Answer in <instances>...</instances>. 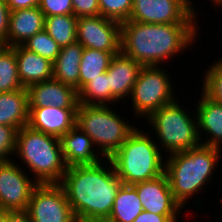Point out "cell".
Instances as JSON below:
<instances>
[{
    "instance_id": "obj_41",
    "label": "cell",
    "mask_w": 222,
    "mask_h": 222,
    "mask_svg": "<svg viewBox=\"0 0 222 222\" xmlns=\"http://www.w3.org/2000/svg\"><path fill=\"white\" fill-rule=\"evenodd\" d=\"M4 213V210L0 207V216Z\"/></svg>"
},
{
    "instance_id": "obj_24",
    "label": "cell",
    "mask_w": 222,
    "mask_h": 222,
    "mask_svg": "<svg viewBox=\"0 0 222 222\" xmlns=\"http://www.w3.org/2000/svg\"><path fill=\"white\" fill-rule=\"evenodd\" d=\"M116 52L84 48L80 62L79 90L90 80L107 71Z\"/></svg>"
},
{
    "instance_id": "obj_30",
    "label": "cell",
    "mask_w": 222,
    "mask_h": 222,
    "mask_svg": "<svg viewBox=\"0 0 222 222\" xmlns=\"http://www.w3.org/2000/svg\"><path fill=\"white\" fill-rule=\"evenodd\" d=\"M100 15L105 18L123 23L129 20L133 0H98Z\"/></svg>"
},
{
    "instance_id": "obj_4",
    "label": "cell",
    "mask_w": 222,
    "mask_h": 222,
    "mask_svg": "<svg viewBox=\"0 0 222 222\" xmlns=\"http://www.w3.org/2000/svg\"><path fill=\"white\" fill-rule=\"evenodd\" d=\"M14 155L30 170L28 174L33 173L31 176L38 184L60 183L67 171L60 138L33 130L29 126L17 131Z\"/></svg>"
},
{
    "instance_id": "obj_23",
    "label": "cell",
    "mask_w": 222,
    "mask_h": 222,
    "mask_svg": "<svg viewBox=\"0 0 222 222\" xmlns=\"http://www.w3.org/2000/svg\"><path fill=\"white\" fill-rule=\"evenodd\" d=\"M143 211L136 188L122 184L114 199V205L105 222H133Z\"/></svg>"
},
{
    "instance_id": "obj_3",
    "label": "cell",
    "mask_w": 222,
    "mask_h": 222,
    "mask_svg": "<svg viewBox=\"0 0 222 222\" xmlns=\"http://www.w3.org/2000/svg\"><path fill=\"white\" fill-rule=\"evenodd\" d=\"M221 152L220 148L200 145L170 154L165 159L164 173L174 198L183 208L189 199H194L202 190H206L205 186L212 183Z\"/></svg>"
},
{
    "instance_id": "obj_29",
    "label": "cell",
    "mask_w": 222,
    "mask_h": 222,
    "mask_svg": "<svg viewBox=\"0 0 222 222\" xmlns=\"http://www.w3.org/2000/svg\"><path fill=\"white\" fill-rule=\"evenodd\" d=\"M217 60L212 61V65L204 71L201 91L210 99L222 103V58Z\"/></svg>"
},
{
    "instance_id": "obj_20",
    "label": "cell",
    "mask_w": 222,
    "mask_h": 222,
    "mask_svg": "<svg viewBox=\"0 0 222 222\" xmlns=\"http://www.w3.org/2000/svg\"><path fill=\"white\" fill-rule=\"evenodd\" d=\"M18 76L23 87L52 78L53 63L42 56L28 51L22 45L14 46Z\"/></svg>"
},
{
    "instance_id": "obj_14",
    "label": "cell",
    "mask_w": 222,
    "mask_h": 222,
    "mask_svg": "<svg viewBox=\"0 0 222 222\" xmlns=\"http://www.w3.org/2000/svg\"><path fill=\"white\" fill-rule=\"evenodd\" d=\"M27 91L29 107L77 108L79 105L78 92L54 78L32 84Z\"/></svg>"
},
{
    "instance_id": "obj_7",
    "label": "cell",
    "mask_w": 222,
    "mask_h": 222,
    "mask_svg": "<svg viewBox=\"0 0 222 222\" xmlns=\"http://www.w3.org/2000/svg\"><path fill=\"white\" fill-rule=\"evenodd\" d=\"M114 110L111 105L86 104H79L76 110L75 125L94 141L106 158H110L137 127Z\"/></svg>"
},
{
    "instance_id": "obj_36",
    "label": "cell",
    "mask_w": 222,
    "mask_h": 222,
    "mask_svg": "<svg viewBox=\"0 0 222 222\" xmlns=\"http://www.w3.org/2000/svg\"><path fill=\"white\" fill-rule=\"evenodd\" d=\"M10 11L39 6L40 0H5Z\"/></svg>"
},
{
    "instance_id": "obj_12",
    "label": "cell",
    "mask_w": 222,
    "mask_h": 222,
    "mask_svg": "<svg viewBox=\"0 0 222 222\" xmlns=\"http://www.w3.org/2000/svg\"><path fill=\"white\" fill-rule=\"evenodd\" d=\"M77 42L84 48L121 53V23L102 15L77 20Z\"/></svg>"
},
{
    "instance_id": "obj_18",
    "label": "cell",
    "mask_w": 222,
    "mask_h": 222,
    "mask_svg": "<svg viewBox=\"0 0 222 222\" xmlns=\"http://www.w3.org/2000/svg\"><path fill=\"white\" fill-rule=\"evenodd\" d=\"M200 93L194 111L201 145L222 149V103L210 99L202 91Z\"/></svg>"
},
{
    "instance_id": "obj_38",
    "label": "cell",
    "mask_w": 222,
    "mask_h": 222,
    "mask_svg": "<svg viewBox=\"0 0 222 222\" xmlns=\"http://www.w3.org/2000/svg\"><path fill=\"white\" fill-rule=\"evenodd\" d=\"M214 6L216 8V6L219 8H222V0H217L215 3H214ZM221 6V7H220Z\"/></svg>"
},
{
    "instance_id": "obj_21",
    "label": "cell",
    "mask_w": 222,
    "mask_h": 222,
    "mask_svg": "<svg viewBox=\"0 0 222 222\" xmlns=\"http://www.w3.org/2000/svg\"><path fill=\"white\" fill-rule=\"evenodd\" d=\"M28 120L27 88L0 93V125L12 126L18 131L28 125Z\"/></svg>"
},
{
    "instance_id": "obj_35",
    "label": "cell",
    "mask_w": 222,
    "mask_h": 222,
    "mask_svg": "<svg viewBox=\"0 0 222 222\" xmlns=\"http://www.w3.org/2000/svg\"><path fill=\"white\" fill-rule=\"evenodd\" d=\"M10 10L5 0H0V39L5 42L8 32Z\"/></svg>"
},
{
    "instance_id": "obj_19",
    "label": "cell",
    "mask_w": 222,
    "mask_h": 222,
    "mask_svg": "<svg viewBox=\"0 0 222 222\" xmlns=\"http://www.w3.org/2000/svg\"><path fill=\"white\" fill-rule=\"evenodd\" d=\"M45 15L38 6L10 11L4 46L23 45L31 36L44 30Z\"/></svg>"
},
{
    "instance_id": "obj_27",
    "label": "cell",
    "mask_w": 222,
    "mask_h": 222,
    "mask_svg": "<svg viewBox=\"0 0 222 222\" xmlns=\"http://www.w3.org/2000/svg\"><path fill=\"white\" fill-rule=\"evenodd\" d=\"M78 104L110 105V87L107 72L87 82L78 91Z\"/></svg>"
},
{
    "instance_id": "obj_15",
    "label": "cell",
    "mask_w": 222,
    "mask_h": 222,
    "mask_svg": "<svg viewBox=\"0 0 222 222\" xmlns=\"http://www.w3.org/2000/svg\"><path fill=\"white\" fill-rule=\"evenodd\" d=\"M62 154L67 167L95 165L106 157L96 148L94 141L74 125L60 138ZM103 158V159H102Z\"/></svg>"
},
{
    "instance_id": "obj_5",
    "label": "cell",
    "mask_w": 222,
    "mask_h": 222,
    "mask_svg": "<svg viewBox=\"0 0 222 222\" xmlns=\"http://www.w3.org/2000/svg\"><path fill=\"white\" fill-rule=\"evenodd\" d=\"M137 128L109 158L123 184L133 185L164 174L165 159L155 139Z\"/></svg>"
},
{
    "instance_id": "obj_39",
    "label": "cell",
    "mask_w": 222,
    "mask_h": 222,
    "mask_svg": "<svg viewBox=\"0 0 222 222\" xmlns=\"http://www.w3.org/2000/svg\"><path fill=\"white\" fill-rule=\"evenodd\" d=\"M0 222H6V211L0 216Z\"/></svg>"
},
{
    "instance_id": "obj_31",
    "label": "cell",
    "mask_w": 222,
    "mask_h": 222,
    "mask_svg": "<svg viewBox=\"0 0 222 222\" xmlns=\"http://www.w3.org/2000/svg\"><path fill=\"white\" fill-rule=\"evenodd\" d=\"M16 135L17 130L14 127L0 125V163L13 160L16 151Z\"/></svg>"
},
{
    "instance_id": "obj_22",
    "label": "cell",
    "mask_w": 222,
    "mask_h": 222,
    "mask_svg": "<svg viewBox=\"0 0 222 222\" xmlns=\"http://www.w3.org/2000/svg\"><path fill=\"white\" fill-rule=\"evenodd\" d=\"M84 47L75 42L61 47L60 53L53 62L52 78L79 91L80 62Z\"/></svg>"
},
{
    "instance_id": "obj_25",
    "label": "cell",
    "mask_w": 222,
    "mask_h": 222,
    "mask_svg": "<svg viewBox=\"0 0 222 222\" xmlns=\"http://www.w3.org/2000/svg\"><path fill=\"white\" fill-rule=\"evenodd\" d=\"M77 20L74 15L45 17L44 30L61 47L77 42Z\"/></svg>"
},
{
    "instance_id": "obj_1",
    "label": "cell",
    "mask_w": 222,
    "mask_h": 222,
    "mask_svg": "<svg viewBox=\"0 0 222 222\" xmlns=\"http://www.w3.org/2000/svg\"><path fill=\"white\" fill-rule=\"evenodd\" d=\"M59 184L77 222H105L123 182L116 175L111 160L106 158L95 165L67 167Z\"/></svg>"
},
{
    "instance_id": "obj_32",
    "label": "cell",
    "mask_w": 222,
    "mask_h": 222,
    "mask_svg": "<svg viewBox=\"0 0 222 222\" xmlns=\"http://www.w3.org/2000/svg\"><path fill=\"white\" fill-rule=\"evenodd\" d=\"M38 7L45 17L54 15H74L72 0H40Z\"/></svg>"
},
{
    "instance_id": "obj_11",
    "label": "cell",
    "mask_w": 222,
    "mask_h": 222,
    "mask_svg": "<svg viewBox=\"0 0 222 222\" xmlns=\"http://www.w3.org/2000/svg\"><path fill=\"white\" fill-rule=\"evenodd\" d=\"M15 160L0 163V207L4 211L26 210L38 183Z\"/></svg>"
},
{
    "instance_id": "obj_37",
    "label": "cell",
    "mask_w": 222,
    "mask_h": 222,
    "mask_svg": "<svg viewBox=\"0 0 222 222\" xmlns=\"http://www.w3.org/2000/svg\"><path fill=\"white\" fill-rule=\"evenodd\" d=\"M6 222H32L26 210L6 211Z\"/></svg>"
},
{
    "instance_id": "obj_40",
    "label": "cell",
    "mask_w": 222,
    "mask_h": 222,
    "mask_svg": "<svg viewBox=\"0 0 222 222\" xmlns=\"http://www.w3.org/2000/svg\"><path fill=\"white\" fill-rule=\"evenodd\" d=\"M4 46V42L0 39V49Z\"/></svg>"
},
{
    "instance_id": "obj_26",
    "label": "cell",
    "mask_w": 222,
    "mask_h": 222,
    "mask_svg": "<svg viewBox=\"0 0 222 222\" xmlns=\"http://www.w3.org/2000/svg\"><path fill=\"white\" fill-rule=\"evenodd\" d=\"M21 88L14 47L3 46L0 49V93Z\"/></svg>"
},
{
    "instance_id": "obj_17",
    "label": "cell",
    "mask_w": 222,
    "mask_h": 222,
    "mask_svg": "<svg viewBox=\"0 0 222 222\" xmlns=\"http://www.w3.org/2000/svg\"><path fill=\"white\" fill-rule=\"evenodd\" d=\"M142 66L122 52L114 55L107 69V78H109L110 104L130 100L133 86L137 80ZM123 99V101H122Z\"/></svg>"
},
{
    "instance_id": "obj_13",
    "label": "cell",
    "mask_w": 222,
    "mask_h": 222,
    "mask_svg": "<svg viewBox=\"0 0 222 222\" xmlns=\"http://www.w3.org/2000/svg\"><path fill=\"white\" fill-rule=\"evenodd\" d=\"M143 210L158 215H182L184 209L174 198L167 176L160 175L151 180L133 184Z\"/></svg>"
},
{
    "instance_id": "obj_16",
    "label": "cell",
    "mask_w": 222,
    "mask_h": 222,
    "mask_svg": "<svg viewBox=\"0 0 222 222\" xmlns=\"http://www.w3.org/2000/svg\"><path fill=\"white\" fill-rule=\"evenodd\" d=\"M77 108L29 107L31 129L61 138L76 123Z\"/></svg>"
},
{
    "instance_id": "obj_10",
    "label": "cell",
    "mask_w": 222,
    "mask_h": 222,
    "mask_svg": "<svg viewBox=\"0 0 222 222\" xmlns=\"http://www.w3.org/2000/svg\"><path fill=\"white\" fill-rule=\"evenodd\" d=\"M26 211L32 222H77L59 183L38 184L31 194Z\"/></svg>"
},
{
    "instance_id": "obj_6",
    "label": "cell",
    "mask_w": 222,
    "mask_h": 222,
    "mask_svg": "<svg viewBox=\"0 0 222 222\" xmlns=\"http://www.w3.org/2000/svg\"><path fill=\"white\" fill-rule=\"evenodd\" d=\"M178 102L176 98L174 102L159 108L145 118L147 119L145 123H148L155 133L153 138L158 139L155 142L161 151L168 152L166 157L201 145L196 112L188 108L186 111L184 104Z\"/></svg>"
},
{
    "instance_id": "obj_33",
    "label": "cell",
    "mask_w": 222,
    "mask_h": 222,
    "mask_svg": "<svg viewBox=\"0 0 222 222\" xmlns=\"http://www.w3.org/2000/svg\"><path fill=\"white\" fill-rule=\"evenodd\" d=\"M72 5L77 18L100 15L98 0H72Z\"/></svg>"
},
{
    "instance_id": "obj_34",
    "label": "cell",
    "mask_w": 222,
    "mask_h": 222,
    "mask_svg": "<svg viewBox=\"0 0 222 222\" xmlns=\"http://www.w3.org/2000/svg\"><path fill=\"white\" fill-rule=\"evenodd\" d=\"M178 220V215H158L143 210L133 222H178Z\"/></svg>"
},
{
    "instance_id": "obj_28",
    "label": "cell",
    "mask_w": 222,
    "mask_h": 222,
    "mask_svg": "<svg viewBox=\"0 0 222 222\" xmlns=\"http://www.w3.org/2000/svg\"><path fill=\"white\" fill-rule=\"evenodd\" d=\"M22 46L28 51L48 59L52 63L57 58L61 49L45 30L31 36Z\"/></svg>"
},
{
    "instance_id": "obj_2",
    "label": "cell",
    "mask_w": 222,
    "mask_h": 222,
    "mask_svg": "<svg viewBox=\"0 0 222 222\" xmlns=\"http://www.w3.org/2000/svg\"><path fill=\"white\" fill-rule=\"evenodd\" d=\"M197 24L121 23V52L141 66H161L196 44ZM192 44V45H191Z\"/></svg>"
},
{
    "instance_id": "obj_8",
    "label": "cell",
    "mask_w": 222,
    "mask_h": 222,
    "mask_svg": "<svg viewBox=\"0 0 222 222\" xmlns=\"http://www.w3.org/2000/svg\"><path fill=\"white\" fill-rule=\"evenodd\" d=\"M172 78L162 66H142L130 95L133 116L145 120L152 112L174 102L177 96Z\"/></svg>"
},
{
    "instance_id": "obj_9",
    "label": "cell",
    "mask_w": 222,
    "mask_h": 222,
    "mask_svg": "<svg viewBox=\"0 0 222 222\" xmlns=\"http://www.w3.org/2000/svg\"><path fill=\"white\" fill-rule=\"evenodd\" d=\"M192 4V0H133L129 20L149 24H198V9Z\"/></svg>"
},
{
    "instance_id": "obj_42",
    "label": "cell",
    "mask_w": 222,
    "mask_h": 222,
    "mask_svg": "<svg viewBox=\"0 0 222 222\" xmlns=\"http://www.w3.org/2000/svg\"><path fill=\"white\" fill-rule=\"evenodd\" d=\"M216 1H217V0H211V3H213V4H214Z\"/></svg>"
}]
</instances>
